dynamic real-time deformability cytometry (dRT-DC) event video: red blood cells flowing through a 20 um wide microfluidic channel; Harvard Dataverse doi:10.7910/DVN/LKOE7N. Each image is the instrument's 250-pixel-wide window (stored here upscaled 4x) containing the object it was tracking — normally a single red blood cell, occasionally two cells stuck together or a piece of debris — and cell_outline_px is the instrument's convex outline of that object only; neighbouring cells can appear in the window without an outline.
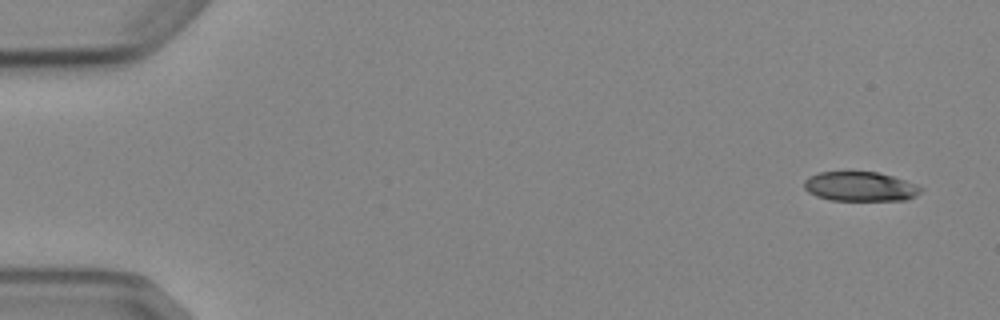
{"species": "Egyptian fruit bat (a non-hibernating species)", "species_latin": "Rousettus aegyptiacus", "temperature_condition": "cold", "stored_images_in_passage": 4, "camera_frame_rate_fps": 3000, "um_per_image_px": 0.085, "animal": {"sex": "female"}, "frame": {"image": 1, "passage_image": 1, "time_ms": 0.0, "image_size_px": [1000, 320], "cell_outline_px": [[924, 188], [916, 196], [908, 200], [828, 200], [816, 196], [808, 192], [804, 188], [804, 180], [808, 176], [816, 172], [876, 172], [892, 176], [904, 180]], "centroid_in_image_um": [73.08, 15.86], "position_along_channel_um": 11.9, "area_um2": 20.11}}
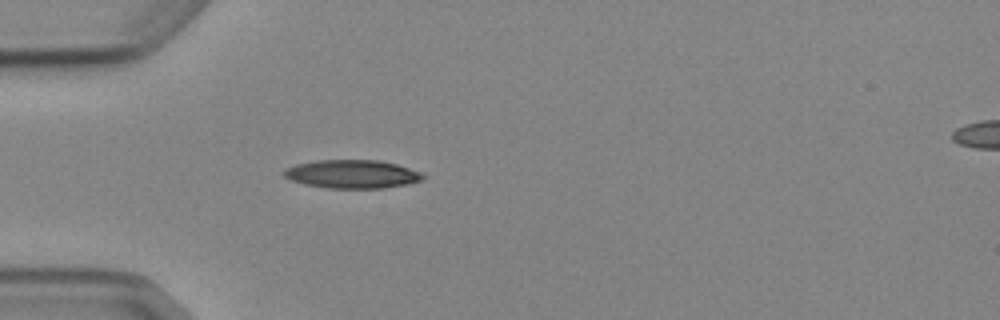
{"frame": {"image": 2, "passage_image": 4, "time_ms": 4.333, "image_size_px": [1000, 320], "cell_outline_px": [[424, 180], [408, 184], [384, 188], [328, 188], [304, 184], [292, 180], [284, 176], [284, 168], [296, 164], [316, 160], [380, 160], [396, 164], [420, 172], [424, 176]], "centroid_in_image_um": [29.93, 14.79], "position_along_channel_um": 55.1, "area_um2": 23.0}}